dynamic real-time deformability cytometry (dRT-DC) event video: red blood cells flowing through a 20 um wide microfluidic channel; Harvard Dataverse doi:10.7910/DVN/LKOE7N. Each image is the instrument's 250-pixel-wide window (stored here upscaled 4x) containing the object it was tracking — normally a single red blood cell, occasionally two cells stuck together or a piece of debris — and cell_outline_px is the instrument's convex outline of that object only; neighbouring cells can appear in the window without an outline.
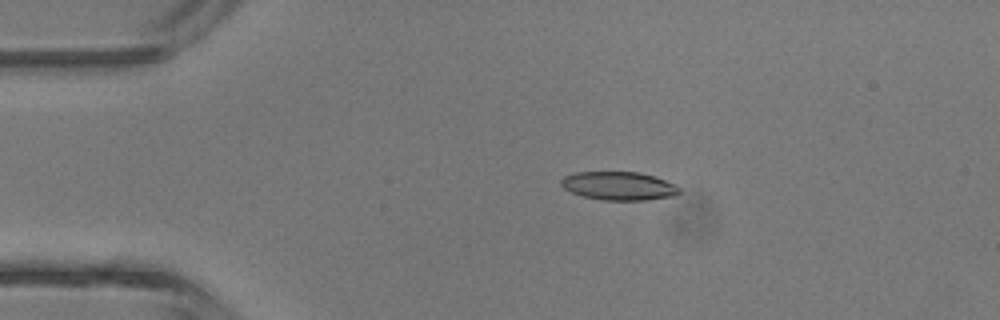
{"species": "common noctule bat (a hibernating species)", "species_latin": "Nyctalus noctula", "temperature_condition": "room temperature", "stored_images_in_passage": 5, "camera_frame_rate_fps": 3000, "um_per_image_px": 0.085, "animal": {"sex": "male", "body_mass_g": 13.3}, "frame": {"image": 1, "passage_image": 3, "time_ms": 2.667, "image_size_px": [1000, 320], "cell_outline_px": [[680, 192], [676, 196], [648, 200], [604, 200], [584, 196], [572, 192], [564, 188], [560, 184], [560, 180], [564, 176], [576, 172], [640, 172], [664, 180], [680, 188]], "centroid_in_image_um": [52.6, 15.8], "position_along_channel_um": 32.4, "area_um2": 19.48}}
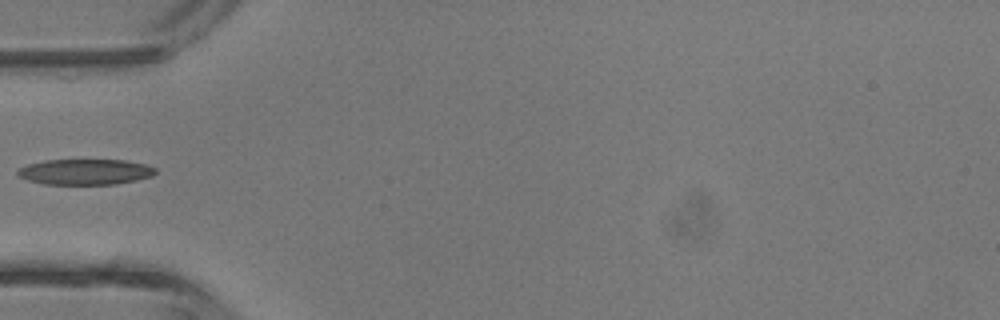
{"frame": {"image": 2, "passage_image": 5, "time_ms": 4.667, "image_size_px": [1000, 320], "cell_outline_px": [[156, 172], [152, 176], [136, 180], [116, 184], [44, 184], [28, 180], [16, 176], [16, 172], [20, 168], [28, 164], [44, 160], [124, 160], [148, 164], [156, 168]], "centroid_in_image_um": [7.25, 14.6], "position_along_channel_um": 77.8, "area_um2": 20.69}}